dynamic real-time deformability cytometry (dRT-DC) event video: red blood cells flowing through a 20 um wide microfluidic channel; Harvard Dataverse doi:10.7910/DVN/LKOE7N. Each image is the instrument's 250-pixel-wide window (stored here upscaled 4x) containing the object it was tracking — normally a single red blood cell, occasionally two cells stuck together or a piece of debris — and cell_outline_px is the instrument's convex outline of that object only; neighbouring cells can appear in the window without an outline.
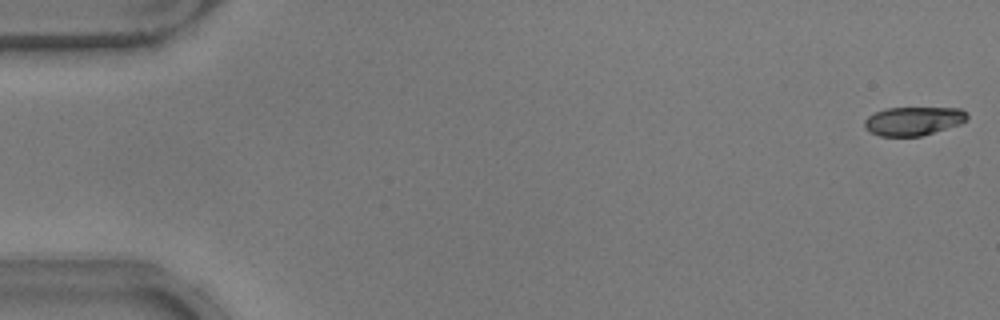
{"species": "common noctule bat (a hibernating species)", "species_latin": "Nyctalus noctula", "temperature_condition": "warm", "stored_images_in_passage": 8, "camera_frame_rate_fps": 3000, "um_per_image_px": 0.085, "animal": {"sex": "male", "body_mass_g": 17.9}, "frame": {"image": 1, "passage_image": 1, "time_ms": 0.0, "image_size_px": [1000, 320], "cell_outline_px": [[968, 120], [960, 124], [920, 136], [880, 136], [868, 132], [864, 124], [864, 120], [868, 116], [884, 108], [960, 108], [968, 112]], "centroid_in_image_um": [77.64, 10.28], "position_along_channel_um": 7.4, "area_um2": 17.22}}